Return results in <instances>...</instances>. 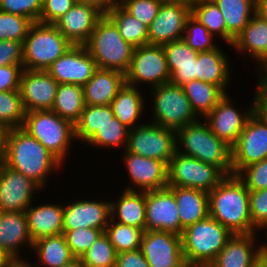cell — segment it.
<instances>
[{
	"instance_id": "cell-1",
	"label": "cell",
	"mask_w": 267,
	"mask_h": 267,
	"mask_svg": "<svg viewBox=\"0 0 267 267\" xmlns=\"http://www.w3.org/2000/svg\"><path fill=\"white\" fill-rule=\"evenodd\" d=\"M4 164L30 178L42 189L46 187L48 176L63 165L22 127L8 131Z\"/></svg>"
},
{
	"instance_id": "cell-2",
	"label": "cell",
	"mask_w": 267,
	"mask_h": 267,
	"mask_svg": "<svg viewBox=\"0 0 267 267\" xmlns=\"http://www.w3.org/2000/svg\"><path fill=\"white\" fill-rule=\"evenodd\" d=\"M209 216L232 234H252L258 230L252 225L249 210V190L236 176H227L208 193Z\"/></svg>"
},
{
	"instance_id": "cell-3",
	"label": "cell",
	"mask_w": 267,
	"mask_h": 267,
	"mask_svg": "<svg viewBox=\"0 0 267 267\" xmlns=\"http://www.w3.org/2000/svg\"><path fill=\"white\" fill-rule=\"evenodd\" d=\"M176 143L181 154L214 165L227 176L232 175L231 147L220 140L201 117L176 131Z\"/></svg>"
},
{
	"instance_id": "cell-4",
	"label": "cell",
	"mask_w": 267,
	"mask_h": 267,
	"mask_svg": "<svg viewBox=\"0 0 267 267\" xmlns=\"http://www.w3.org/2000/svg\"><path fill=\"white\" fill-rule=\"evenodd\" d=\"M85 47L98 68L124 74L128 71L134 47L122 38L117 26L106 14L96 23Z\"/></svg>"
},
{
	"instance_id": "cell-5",
	"label": "cell",
	"mask_w": 267,
	"mask_h": 267,
	"mask_svg": "<svg viewBox=\"0 0 267 267\" xmlns=\"http://www.w3.org/2000/svg\"><path fill=\"white\" fill-rule=\"evenodd\" d=\"M22 128L39 141L61 163L75 141L74 125L52 110L26 112Z\"/></svg>"
},
{
	"instance_id": "cell-6",
	"label": "cell",
	"mask_w": 267,
	"mask_h": 267,
	"mask_svg": "<svg viewBox=\"0 0 267 267\" xmlns=\"http://www.w3.org/2000/svg\"><path fill=\"white\" fill-rule=\"evenodd\" d=\"M71 46L54 24L34 22L23 41V69L46 70Z\"/></svg>"
},
{
	"instance_id": "cell-7",
	"label": "cell",
	"mask_w": 267,
	"mask_h": 267,
	"mask_svg": "<svg viewBox=\"0 0 267 267\" xmlns=\"http://www.w3.org/2000/svg\"><path fill=\"white\" fill-rule=\"evenodd\" d=\"M232 235L211 216L189 225L181 234L184 260L211 263Z\"/></svg>"
},
{
	"instance_id": "cell-8",
	"label": "cell",
	"mask_w": 267,
	"mask_h": 267,
	"mask_svg": "<svg viewBox=\"0 0 267 267\" xmlns=\"http://www.w3.org/2000/svg\"><path fill=\"white\" fill-rule=\"evenodd\" d=\"M151 89L154 101L151 123L177 131L198 120L182 86L168 82Z\"/></svg>"
},
{
	"instance_id": "cell-9",
	"label": "cell",
	"mask_w": 267,
	"mask_h": 267,
	"mask_svg": "<svg viewBox=\"0 0 267 267\" xmlns=\"http://www.w3.org/2000/svg\"><path fill=\"white\" fill-rule=\"evenodd\" d=\"M227 175L218 167L176 151L168 165V185L209 193Z\"/></svg>"
},
{
	"instance_id": "cell-10",
	"label": "cell",
	"mask_w": 267,
	"mask_h": 267,
	"mask_svg": "<svg viewBox=\"0 0 267 267\" xmlns=\"http://www.w3.org/2000/svg\"><path fill=\"white\" fill-rule=\"evenodd\" d=\"M125 150L169 165L177 151L176 131L153 123H141L129 131Z\"/></svg>"
},
{
	"instance_id": "cell-11",
	"label": "cell",
	"mask_w": 267,
	"mask_h": 267,
	"mask_svg": "<svg viewBox=\"0 0 267 267\" xmlns=\"http://www.w3.org/2000/svg\"><path fill=\"white\" fill-rule=\"evenodd\" d=\"M125 80L126 84L133 87L149 83V87L154 88L168 83L170 71L162 45L147 44L135 47Z\"/></svg>"
},
{
	"instance_id": "cell-12",
	"label": "cell",
	"mask_w": 267,
	"mask_h": 267,
	"mask_svg": "<svg viewBox=\"0 0 267 267\" xmlns=\"http://www.w3.org/2000/svg\"><path fill=\"white\" fill-rule=\"evenodd\" d=\"M232 175L267 158V124L252 114L231 148Z\"/></svg>"
},
{
	"instance_id": "cell-13",
	"label": "cell",
	"mask_w": 267,
	"mask_h": 267,
	"mask_svg": "<svg viewBox=\"0 0 267 267\" xmlns=\"http://www.w3.org/2000/svg\"><path fill=\"white\" fill-rule=\"evenodd\" d=\"M98 69L85 45H72L46 71L59 84L84 86Z\"/></svg>"
},
{
	"instance_id": "cell-14",
	"label": "cell",
	"mask_w": 267,
	"mask_h": 267,
	"mask_svg": "<svg viewBox=\"0 0 267 267\" xmlns=\"http://www.w3.org/2000/svg\"><path fill=\"white\" fill-rule=\"evenodd\" d=\"M146 221L145 230H159L181 235L177 203L173 192L168 188L145 191Z\"/></svg>"
},
{
	"instance_id": "cell-15",
	"label": "cell",
	"mask_w": 267,
	"mask_h": 267,
	"mask_svg": "<svg viewBox=\"0 0 267 267\" xmlns=\"http://www.w3.org/2000/svg\"><path fill=\"white\" fill-rule=\"evenodd\" d=\"M140 249L150 267H182L185 262L181 235L145 230Z\"/></svg>"
},
{
	"instance_id": "cell-16",
	"label": "cell",
	"mask_w": 267,
	"mask_h": 267,
	"mask_svg": "<svg viewBox=\"0 0 267 267\" xmlns=\"http://www.w3.org/2000/svg\"><path fill=\"white\" fill-rule=\"evenodd\" d=\"M231 101V102H230ZM250 107L240 112L233 106L226 93L217 105L205 116L211 131L231 148L236 144L248 118L253 114V102Z\"/></svg>"
},
{
	"instance_id": "cell-17",
	"label": "cell",
	"mask_w": 267,
	"mask_h": 267,
	"mask_svg": "<svg viewBox=\"0 0 267 267\" xmlns=\"http://www.w3.org/2000/svg\"><path fill=\"white\" fill-rule=\"evenodd\" d=\"M40 189L30 178L4 163L0 165V212H26Z\"/></svg>"
},
{
	"instance_id": "cell-18",
	"label": "cell",
	"mask_w": 267,
	"mask_h": 267,
	"mask_svg": "<svg viewBox=\"0 0 267 267\" xmlns=\"http://www.w3.org/2000/svg\"><path fill=\"white\" fill-rule=\"evenodd\" d=\"M123 163L126 164L128 176L131 185L125 187V190L136 191H150L166 188L168 185V165L157 159L147 158L141 155H136L131 152L122 150Z\"/></svg>"
},
{
	"instance_id": "cell-19",
	"label": "cell",
	"mask_w": 267,
	"mask_h": 267,
	"mask_svg": "<svg viewBox=\"0 0 267 267\" xmlns=\"http://www.w3.org/2000/svg\"><path fill=\"white\" fill-rule=\"evenodd\" d=\"M58 85L59 83L46 70L23 69L19 91L24 110H51Z\"/></svg>"
},
{
	"instance_id": "cell-20",
	"label": "cell",
	"mask_w": 267,
	"mask_h": 267,
	"mask_svg": "<svg viewBox=\"0 0 267 267\" xmlns=\"http://www.w3.org/2000/svg\"><path fill=\"white\" fill-rule=\"evenodd\" d=\"M104 14L95 5L75 3L54 25L72 45H85Z\"/></svg>"
},
{
	"instance_id": "cell-21",
	"label": "cell",
	"mask_w": 267,
	"mask_h": 267,
	"mask_svg": "<svg viewBox=\"0 0 267 267\" xmlns=\"http://www.w3.org/2000/svg\"><path fill=\"white\" fill-rule=\"evenodd\" d=\"M191 6L161 5L156 18L148 27V44L163 45L183 38Z\"/></svg>"
},
{
	"instance_id": "cell-22",
	"label": "cell",
	"mask_w": 267,
	"mask_h": 267,
	"mask_svg": "<svg viewBox=\"0 0 267 267\" xmlns=\"http://www.w3.org/2000/svg\"><path fill=\"white\" fill-rule=\"evenodd\" d=\"M76 200L64 206L63 229L95 228L105 231L109 220L110 202Z\"/></svg>"
},
{
	"instance_id": "cell-23",
	"label": "cell",
	"mask_w": 267,
	"mask_h": 267,
	"mask_svg": "<svg viewBox=\"0 0 267 267\" xmlns=\"http://www.w3.org/2000/svg\"><path fill=\"white\" fill-rule=\"evenodd\" d=\"M33 247L26 212H0V250L12 261L21 260L20 248Z\"/></svg>"
},
{
	"instance_id": "cell-24",
	"label": "cell",
	"mask_w": 267,
	"mask_h": 267,
	"mask_svg": "<svg viewBox=\"0 0 267 267\" xmlns=\"http://www.w3.org/2000/svg\"><path fill=\"white\" fill-rule=\"evenodd\" d=\"M125 83L124 73L98 68L83 86L85 105H111L112 100Z\"/></svg>"
},
{
	"instance_id": "cell-25",
	"label": "cell",
	"mask_w": 267,
	"mask_h": 267,
	"mask_svg": "<svg viewBox=\"0 0 267 267\" xmlns=\"http://www.w3.org/2000/svg\"><path fill=\"white\" fill-rule=\"evenodd\" d=\"M256 235L233 234L211 263L214 267H249L262 251L261 243L255 246Z\"/></svg>"
},
{
	"instance_id": "cell-26",
	"label": "cell",
	"mask_w": 267,
	"mask_h": 267,
	"mask_svg": "<svg viewBox=\"0 0 267 267\" xmlns=\"http://www.w3.org/2000/svg\"><path fill=\"white\" fill-rule=\"evenodd\" d=\"M172 84L182 86L196 79V59L198 52L186 44L183 39L162 45Z\"/></svg>"
},
{
	"instance_id": "cell-27",
	"label": "cell",
	"mask_w": 267,
	"mask_h": 267,
	"mask_svg": "<svg viewBox=\"0 0 267 267\" xmlns=\"http://www.w3.org/2000/svg\"><path fill=\"white\" fill-rule=\"evenodd\" d=\"M27 210L30 237L34 241L46 236L63 234L64 205L41 204L32 206Z\"/></svg>"
},
{
	"instance_id": "cell-28",
	"label": "cell",
	"mask_w": 267,
	"mask_h": 267,
	"mask_svg": "<svg viewBox=\"0 0 267 267\" xmlns=\"http://www.w3.org/2000/svg\"><path fill=\"white\" fill-rule=\"evenodd\" d=\"M231 46L240 54L247 53L259 65L267 59V21L256 12Z\"/></svg>"
},
{
	"instance_id": "cell-29",
	"label": "cell",
	"mask_w": 267,
	"mask_h": 267,
	"mask_svg": "<svg viewBox=\"0 0 267 267\" xmlns=\"http://www.w3.org/2000/svg\"><path fill=\"white\" fill-rule=\"evenodd\" d=\"M226 56L218 46L210 51L198 52L196 59V79L218 86L225 94L232 71Z\"/></svg>"
},
{
	"instance_id": "cell-30",
	"label": "cell",
	"mask_w": 267,
	"mask_h": 267,
	"mask_svg": "<svg viewBox=\"0 0 267 267\" xmlns=\"http://www.w3.org/2000/svg\"><path fill=\"white\" fill-rule=\"evenodd\" d=\"M174 194L181 226L185 229L209 216L208 193L202 190L167 186Z\"/></svg>"
},
{
	"instance_id": "cell-31",
	"label": "cell",
	"mask_w": 267,
	"mask_h": 267,
	"mask_svg": "<svg viewBox=\"0 0 267 267\" xmlns=\"http://www.w3.org/2000/svg\"><path fill=\"white\" fill-rule=\"evenodd\" d=\"M146 204L144 191L124 190L118 201L110 202L111 219L145 231Z\"/></svg>"
},
{
	"instance_id": "cell-32",
	"label": "cell",
	"mask_w": 267,
	"mask_h": 267,
	"mask_svg": "<svg viewBox=\"0 0 267 267\" xmlns=\"http://www.w3.org/2000/svg\"><path fill=\"white\" fill-rule=\"evenodd\" d=\"M226 24V44L232 45L235 37L246 27L256 13L257 0H213Z\"/></svg>"
},
{
	"instance_id": "cell-33",
	"label": "cell",
	"mask_w": 267,
	"mask_h": 267,
	"mask_svg": "<svg viewBox=\"0 0 267 267\" xmlns=\"http://www.w3.org/2000/svg\"><path fill=\"white\" fill-rule=\"evenodd\" d=\"M138 88L125 83L111 102L115 118L130 130L139 126L137 122L145 110V98Z\"/></svg>"
},
{
	"instance_id": "cell-34",
	"label": "cell",
	"mask_w": 267,
	"mask_h": 267,
	"mask_svg": "<svg viewBox=\"0 0 267 267\" xmlns=\"http://www.w3.org/2000/svg\"><path fill=\"white\" fill-rule=\"evenodd\" d=\"M32 250L44 267H61L75 259L64 234L39 238L33 242Z\"/></svg>"
},
{
	"instance_id": "cell-35",
	"label": "cell",
	"mask_w": 267,
	"mask_h": 267,
	"mask_svg": "<svg viewBox=\"0 0 267 267\" xmlns=\"http://www.w3.org/2000/svg\"><path fill=\"white\" fill-rule=\"evenodd\" d=\"M105 14L115 23L122 38L134 48L148 44V27L126 12L117 2Z\"/></svg>"
},
{
	"instance_id": "cell-36",
	"label": "cell",
	"mask_w": 267,
	"mask_h": 267,
	"mask_svg": "<svg viewBox=\"0 0 267 267\" xmlns=\"http://www.w3.org/2000/svg\"><path fill=\"white\" fill-rule=\"evenodd\" d=\"M85 108L83 86L59 84L52 111L73 125L79 120Z\"/></svg>"
},
{
	"instance_id": "cell-37",
	"label": "cell",
	"mask_w": 267,
	"mask_h": 267,
	"mask_svg": "<svg viewBox=\"0 0 267 267\" xmlns=\"http://www.w3.org/2000/svg\"><path fill=\"white\" fill-rule=\"evenodd\" d=\"M182 88L198 117H205L225 95L218 86L197 79L185 83Z\"/></svg>"
},
{
	"instance_id": "cell-38",
	"label": "cell",
	"mask_w": 267,
	"mask_h": 267,
	"mask_svg": "<svg viewBox=\"0 0 267 267\" xmlns=\"http://www.w3.org/2000/svg\"><path fill=\"white\" fill-rule=\"evenodd\" d=\"M111 105L93 106L85 105L79 120L74 124L75 139L86 142L99 128L114 118Z\"/></svg>"
},
{
	"instance_id": "cell-39",
	"label": "cell",
	"mask_w": 267,
	"mask_h": 267,
	"mask_svg": "<svg viewBox=\"0 0 267 267\" xmlns=\"http://www.w3.org/2000/svg\"><path fill=\"white\" fill-rule=\"evenodd\" d=\"M104 232L117 254L140 249L144 234L142 229L118 223L111 218Z\"/></svg>"
},
{
	"instance_id": "cell-40",
	"label": "cell",
	"mask_w": 267,
	"mask_h": 267,
	"mask_svg": "<svg viewBox=\"0 0 267 267\" xmlns=\"http://www.w3.org/2000/svg\"><path fill=\"white\" fill-rule=\"evenodd\" d=\"M191 15L202 23L215 38L217 35L226 42V24L224 17L213 0H195L191 6Z\"/></svg>"
},
{
	"instance_id": "cell-41",
	"label": "cell",
	"mask_w": 267,
	"mask_h": 267,
	"mask_svg": "<svg viewBox=\"0 0 267 267\" xmlns=\"http://www.w3.org/2000/svg\"><path fill=\"white\" fill-rule=\"evenodd\" d=\"M25 114L19 90L0 92V124L8 129L22 127Z\"/></svg>"
},
{
	"instance_id": "cell-42",
	"label": "cell",
	"mask_w": 267,
	"mask_h": 267,
	"mask_svg": "<svg viewBox=\"0 0 267 267\" xmlns=\"http://www.w3.org/2000/svg\"><path fill=\"white\" fill-rule=\"evenodd\" d=\"M117 252L103 232L80 260L84 267H116Z\"/></svg>"
},
{
	"instance_id": "cell-43",
	"label": "cell",
	"mask_w": 267,
	"mask_h": 267,
	"mask_svg": "<svg viewBox=\"0 0 267 267\" xmlns=\"http://www.w3.org/2000/svg\"><path fill=\"white\" fill-rule=\"evenodd\" d=\"M129 131L130 129L114 117L110 122L99 128L87 143L91 146L108 149L115 146H124V149H126Z\"/></svg>"
},
{
	"instance_id": "cell-44",
	"label": "cell",
	"mask_w": 267,
	"mask_h": 267,
	"mask_svg": "<svg viewBox=\"0 0 267 267\" xmlns=\"http://www.w3.org/2000/svg\"><path fill=\"white\" fill-rule=\"evenodd\" d=\"M213 37L207 28L192 15L187 18L182 39L196 52H206L217 48L218 45L214 43Z\"/></svg>"
},
{
	"instance_id": "cell-45",
	"label": "cell",
	"mask_w": 267,
	"mask_h": 267,
	"mask_svg": "<svg viewBox=\"0 0 267 267\" xmlns=\"http://www.w3.org/2000/svg\"><path fill=\"white\" fill-rule=\"evenodd\" d=\"M32 24L24 16L0 11V40L23 42Z\"/></svg>"
},
{
	"instance_id": "cell-46",
	"label": "cell",
	"mask_w": 267,
	"mask_h": 267,
	"mask_svg": "<svg viewBox=\"0 0 267 267\" xmlns=\"http://www.w3.org/2000/svg\"><path fill=\"white\" fill-rule=\"evenodd\" d=\"M103 232L95 228L63 230L67 244L75 258H81Z\"/></svg>"
},
{
	"instance_id": "cell-47",
	"label": "cell",
	"mask_w": 267,
	"mask_h": 267,
	"mask_svg": "<svg viewBox=\"0 0 267 267\" xmlns=\"http://www.w3.org/2000/svg\"><path fill=\"white\" fill-rule=\"evenodd\" d=\"M117 3L147 27L156 18L161 6L157 0H119Z\"/></svg>"
},
{
	"instance_id": "cell-48",
	"label": "cell",
	"mask_w": 267,
	"mask_h": 267,
	"mask_svg": "<svg viewBox=\"0 0 267 267\" xmlns=\"http://www.w3.org/2000/svg\"><path fill=\"white\" fill-rule=\"evenodd\" d=\"M249 191L267 188V158L243 168L236 175Z\"/></svg>"
},
{
	"instance_id": "cell-49",
	"label": "cell",
	"mask_w": 267,
	"mask_h": 267,
	"mask_svg": "<svg viewBox=\"0 0 267 267\" xmlns=\"http://www.w3.org/2000/svg\"><path fill=\"white\" fill-rule=\"evenodd\" d=\"M0 11L24 16L33 23L39 22L42 2L40 0H0Z\"/></svg>"
},
{
	"instance_id": "cell-50",
	"label": "cell",
	"mask_w": 267,
	"mask_h": 267,
	"mask_svg": "<svg viewBox=\"0 0 267 267\" xmlns=\"http://www.w3.org/2000/svg\"><path fill=\"white\" fill-rule=\"evenodd\" d=\"M249 210L252 225L258 229L267 226V188L249 191Z\"/></svg>"
},
{
	"instance_id": "cell-51",
	"label": "cell",
	"mask_w": 267,
	"mask_h": 267,
	"mask_svg": "<svg viewBox=\"0 0 267 267\" xmlns=\"http://www.w3.org/2000/svg\"><path fill=\"white\" fill-rule=\"evenodd\" d=\"M74 0H44L40 14V23L54 24L75 5Z\"/></svg>"
},
{
	"instance_id": "cell-52",
	"label": "cell",
	"mask_w": 267,
	"mask_h": 267,
	"mask_svg": "<svg viewBox=\"0 0 267 267\" xmlns=\"http://www.w3.org/2000/svg\"><path fill=\"white\" fill-rule=\"evenodd\" d=\"M23 64V42L0 40V67Z\"/></svg>"
},
{
	"instance_id": "cell-53",
	"label": "cell",
	"mask_w": 267,
	"mask_h": 267,
	"mask_svg": "<svg viewBox=\"0 0 267 267\" xmlns=\"http://www.w3.org/2000/svg\"><path fill=\"white\" fill-rule=\"evenodd\" d=\"M23 64L0 67V92L19 90Z\"/></svg>"
},
{
	"instance_id": "cell-54",
	"label": "cell",
	"mask_w": 267,
	"mask_h": 267,
	"mask_svg": "<svg viewBox=\"0 0 267 267\" xmlns=\"http://www.w3.org/2000/svg\"><path fill=\"white\" fill-rule=\"evenodd\" d=\"M116 267H150L141 249L117 254Z\"/></svg>"
},
{
	"instance_id": "cell-55",
	"label": "cell",
	"mask_w": 267,
	"mask_h": 267,
	"mask_svg": "<svg viewBox=\"0 0 267 267\" xmlns=\"http://www.w3.org/2000/svg\"><path fill=\"white\" fill-rule=\"evenodd\" d=\"M252 102L253 114L267 124V91L257 90Z\"/></svg>"
},
{
	"instance_id": "cell-56",
	"label": "cell",
	"mask_w": 267,
	"mask_h": 267,
	"mask_svg": "<svg viewBox=\"0 0 267 267\" xmlns=\"http://www.w3.org/2000/svg\"><path fill=\"white\" fill-rule=\"evenodd\" d=\"M257 74H259L257 90L267 91V59L258 65Z\"/></svg>"
},
{
	"instance_id": "cell-57",
	"label": "cell",
	"mask_w": 267,
	"mask_h": 267,
	"mask_svg": "<svg viewBox=\"0 0 267 267\" xmlns=\"http://www.w3.org/2000/svg\"><path fill=\"white\" fill-rule=\"evenodd\" d=\"M9 129L0 124V165L4 163L6 153V138Z\"/></svg>"
},
{
	"instance_id": "cell-58",
	"label": "cell",
	"mask_w": 267,
	"mask_h": 267,
	"mask_svg": "<svg viewBox=\"0 0 267 267\" xmlns=\"http://www.w3.org/2000/svg\"><path fill=\"white\" fill-rule=\"evenodd\" d=\"M76 3L91 4L99 7L104 13L115 3L114 0H74Z\"/></svg>"
},
{
	"instance_id": "cell-59",
	"label": "cell",
	"mask_w": 267,
	"mask_h": 267,
	"mask_svg": "<svg viewBox=\"0 0 267 267\" xmlns=\"http://www.w3.org/2000/svg\"><path fill=\"white\" fill-rule=\"evenodd\" d=\"M161 5L174 4L181 6H192L195 0H157Z\"/></svg>"
},
{
	"instance_id": "cell-60",
	"label": "cell",
	"mask_w": 267,
	"mask_h": 267,
	"mask_svg": "<svg viewBox=\"0 0 267 267\" xmlns=\"http://www.w3.org/2000/svg\"><path fill=\"white\" fill-rule=\"evenodd\" d=\"M256 12L267 21V0H257Z\"/></svg>"
},
{
	"instance_id": "cell-61",
	"label": "cell",
	"mask_w": 267,
	"mask_h": 267,
	"mask_svg": "<svg viewBox=\"0 0 267 267\" xmlns=\"http://www.w3.org/2000/svg\"><path fill=\"white\" fill-rule=\"evenodd\" d=\"M249 267H266V254L261 251Z\"/></svg>"
},
{
	"instance_id": "cell-62",
	"label": "cell",
	"mask_w": 267,
	"mask_h": 267,
	"mask_svg": "<svg viewBox=\"0 0 267 267\" xmlns=\"http://www.w3.org/2000/svg\"><path fill=\"white\" fill-rule=\"evenodd\" d=\"M182 267H214L212 263L206 262H184Z\"/></svg>"
},
{
	"instance_id": "cell-63",
	"label": "cell",
	"mask_w": 267,
	"mask_h": 267,
	"mask_svg": "<svg viewBox=\"0 0 267 267\" xmlns=\"http://www.w3.org/2000/svg\"><path fill=\"white\" fill-rule=\"evenodd\" d=\"M9 267H36L33 264L31 265L30 262H25V259L21 260H13L10 262Z\"/></svg>"
},
{
	"instance_id": "cell-64",
	"label": "cell",
	"mask_w": 267,
	"mask_h": 267,
	"mask_svg": "<svg viewBox=\"0 0 267 267\" xmlns=\"http://www.w3.org/2000/svg\"><path fill=\"white\" fill-rule=\"evenodd\" d=\"M12 260L0 250V267H9Z\"/></svg>"
},
{
	"instance_id": "cell-65",
	"label": "cell",
	"mask_w": 267,
	"mask_h": 267,
	"mask_svg": "<svg viewBox=\"0 0 267 267\" xmlns=\"http://www.w3.org/2000/svg\"><path fill=\"white\" fill-rule=\"evenodd\" d=\"M61 267H84V265H83L82 261L80 260V258H75L71 262H69L68 264H65Z\"/></svg>"
},
{
	"instance_id": "cell-66",
	"label": "cell",
	"mask_w": 267,
	"mask_h": 267,
	"mask_svg": "<svg viewBox=\"0 0 267 267\" xmlns=\"http://www.w3.org/2000/svg\"><path fill=\"white\" fill-rule=\"evenodd\" d=\"M265 228L266 229H264V230H267V226ZM265 232H266V235H267V231H265ZM266 239H267V237H266ZM261 247H262V252H264L265 254H267V243H265V244L262 243L261 244Z\"/></svg>"
}]
</instances>
